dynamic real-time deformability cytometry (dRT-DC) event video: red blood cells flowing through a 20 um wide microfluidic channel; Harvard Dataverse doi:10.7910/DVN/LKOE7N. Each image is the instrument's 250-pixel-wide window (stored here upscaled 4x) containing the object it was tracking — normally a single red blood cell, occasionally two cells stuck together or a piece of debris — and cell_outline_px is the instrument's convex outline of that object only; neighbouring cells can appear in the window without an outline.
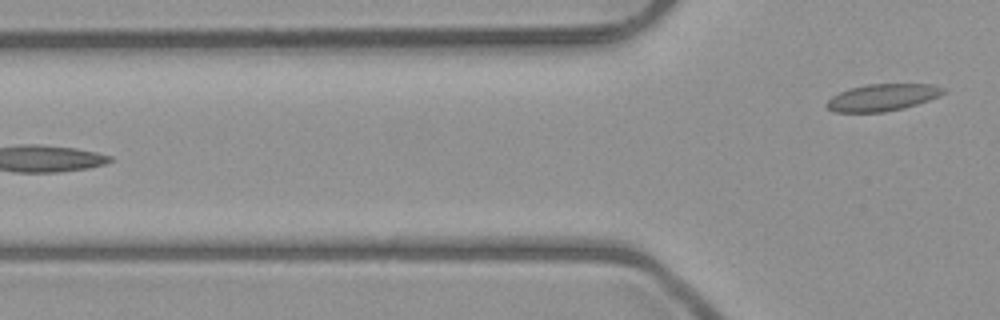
{"species": "common noctule bat (a hibernating species)", "species_latin": "Nyctalus noctula", "temperature_condition": "room temperature", "stored_images_in_passage": 6, "camera_frame_rate_fps": 3000, "um_per_image_px": 0.085, "animal": {"sex": "male", "body_mass_g": 23.1, "forearm_length_mm": 52.7}, "frame": {"image": 1, "passage_image": 6, "time_ms": 6.667, "image_size_px": [1000, 320], "cell_outline_px": [[948, 88], [944, 92], [928, 100], [904, 108], [884, 112], [832, 112], [824, 104], [832, 96], [840, 92], [852, 88], [868, 84], [932, 84]], "centroid_in_image_um": [74.99, 8.28], "position_along_channel_um": 50.8, "area_um2": 18.21}}